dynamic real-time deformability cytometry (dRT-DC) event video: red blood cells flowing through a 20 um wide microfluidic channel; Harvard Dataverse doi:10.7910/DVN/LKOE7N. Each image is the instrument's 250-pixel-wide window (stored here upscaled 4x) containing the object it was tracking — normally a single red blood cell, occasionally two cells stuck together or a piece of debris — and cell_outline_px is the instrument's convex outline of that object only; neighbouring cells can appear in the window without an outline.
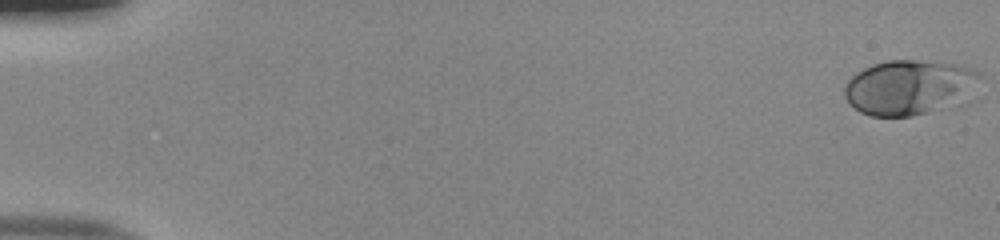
{"species": "human", "species_latin": "Homo sapiens", "temperature_condition": "room temperature", "stored_images_in_passage": 52, "camera_frame_rate_fps": 3000, "um_per_image_px": 0.085, "donor": {"sex": "male"}, "frame": {"image": 1, "passage_image": 1, "time_ms": 0.0, "image_size_px": [1000, 240], "cell_outline_px": [[980, 76], [956, 96], [940, 108], [928, 112], [912, 116], [872, 116], [860, 112], [848, 104], [844, 96], [844, 84], [856, 72], [872, 64], [888, 60], [916, 60], [956, 64], [980, 72]], "centroid_in_image_um": [77.03, 7.39], "position_along_channel_um": 8.0, "area_um2": 41.44}}
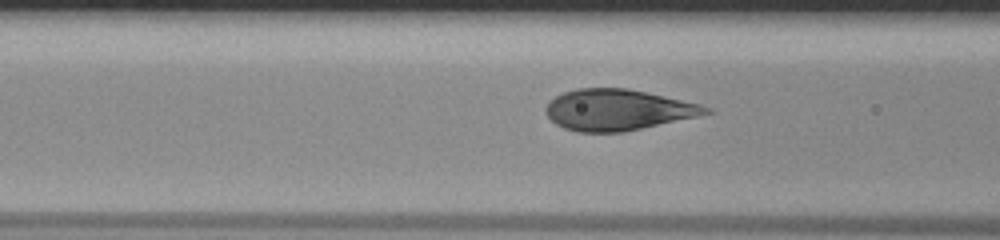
{"frame": {"image": 2, "passage_image": 22, "time_ms": 7.0, "image_size_px": [1000, 240], "cell_outline_px": [[716, 112], [624, 132], [576, 132], [564, 128], [556, 124], [544, 112], [544, 108], [548, 100], [564, 92], [576, 88], [628, 88], [700, 104], [712, 108]], "centroid_in_image_um": [52.49, 9.33], "position_along_channel_um": 114.1, "area_um2": 38.38}}
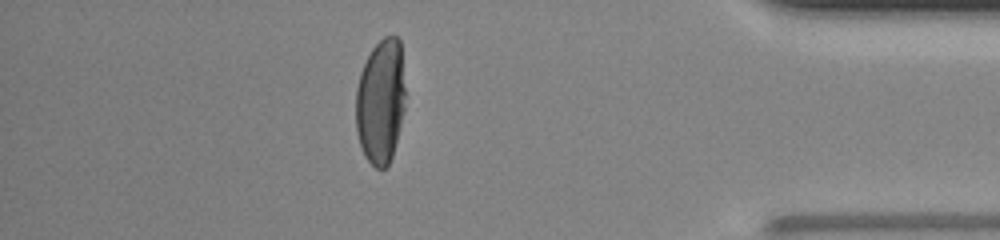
{"frame": {"image": 3, "passage_image": 46, "time_ms": 15.0, "image_size_px": [1000, 240], "cell_outline_px": [[408, 96], [392, 156], [388, 164], [384, 168], [376, 168], [364, 156], [356, 132], [356, 88], [360, 72], [372, 48], [384, 36], [396, 36], [400, 40]], "centroid_in_image_um": [32.39, 8.58], "position_along_channel_um": 402.8, "area_um2": 36.76}}